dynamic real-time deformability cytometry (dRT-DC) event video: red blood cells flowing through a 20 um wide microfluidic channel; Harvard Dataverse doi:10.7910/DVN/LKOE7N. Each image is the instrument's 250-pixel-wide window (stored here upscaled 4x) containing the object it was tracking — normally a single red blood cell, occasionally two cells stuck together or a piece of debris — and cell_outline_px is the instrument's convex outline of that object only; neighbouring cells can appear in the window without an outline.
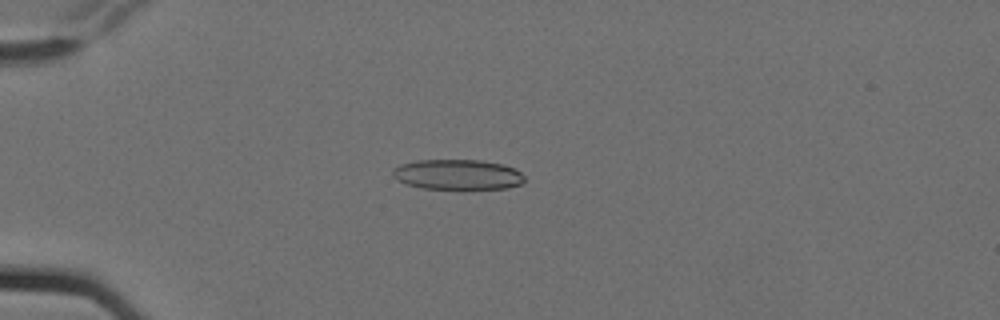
{"species": "Egyptian fruit bat (a non-hibernating species)", "species_latin": "Rousettus aegyptiacus", "temperature_condition": "cold", "stored_images_in_passage": 3, "camera_frame_rate_fps": 3000, "um_per_image_px": 0.085, "animal": {"sex": "female"}, "frame": {"image": 1, "passage_image": 1, "time_ms": 0.0, "image_size_px": [1000, 320], "cell_outline_px": [[524, 184], [508, 188], [424, 188], [408, 184], [392, 176], [392, 168], [400, 164], [416, 160], [480, 160], [504, 164], [516, 168], [524, 176]], "centroid_in_image_um": [38.93, 14.82], "position_along_channel_um": 46.1, "area_um2": 23.18}}
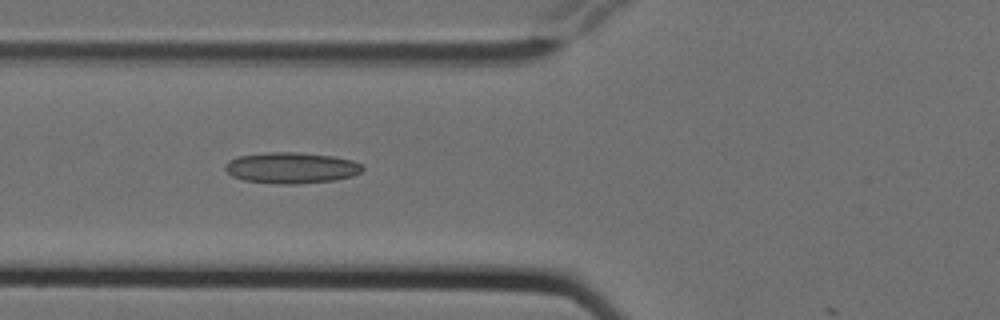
{"frame": {"image": 2, "passage_image": 3, "time_ms": 0.667, "image_size_px": [1000, 320], "cell_outline_px": [[364, 168], [360, 172], [352, 176], [336, 180], [296, 184], [280, 184], [244, 180], [232, 176], [224, 168], [224, 164], [228, 160], [240, 156], [264, 152], [296, 152], [332, 156], [352, 160], [364, 164]], "centroid_in_image_um": [24.77, 14.26], "position_along_channel_um": 101.0, "area_um2": 24.97}}